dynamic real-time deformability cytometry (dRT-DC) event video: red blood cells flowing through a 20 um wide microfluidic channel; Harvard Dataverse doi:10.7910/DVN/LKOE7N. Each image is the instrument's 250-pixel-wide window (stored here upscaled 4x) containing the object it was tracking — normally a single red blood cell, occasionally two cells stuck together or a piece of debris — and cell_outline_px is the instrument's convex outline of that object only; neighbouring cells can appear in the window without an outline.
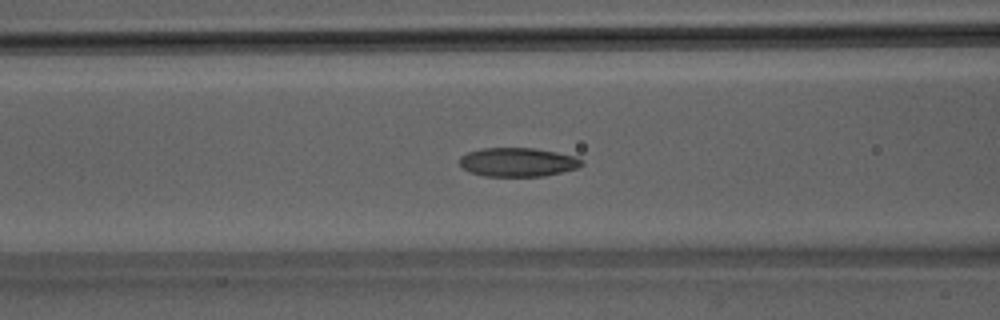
{"species": "Egyptian fruit bat (a non-hibernating species)", "species_latin": "Rousettus aegyptiacus", "temperature_condition": "room temperature", "stored_images_in_passage": 39, "camera_frame_rate_fps": 3000, "um_per_image_px": 0.085, "animal": {"sex": "male"}, "frame": {"image": 1, "passage_image": 9, "time_ms": 2.667, "image_size_px": [1000, 320], "cell_outline_px": [[584, 164], [576, 168], [544, 176], [484, 176], [468, 172], [460, 164], [460, 156], [468, 152], [484, 148], [536, 148], [576, 156], [584, 160]], "centroid_in_image_um": [44.02, 13.78], "position_along_channel_um": 122.6, "area_um2": 20.58}}
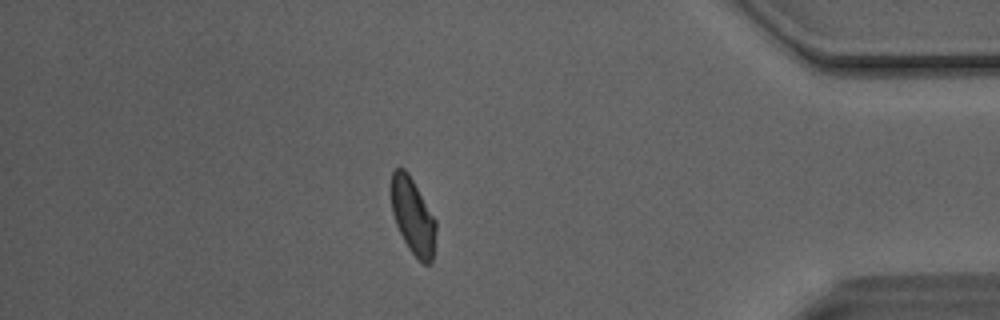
{"frame": {"image": 2, "passage_image": 32, "time_ms": 10.333, "image_size_px": [1000, 320], "cell_outline_px": [[436, 228], [432, 260], [428, 264], [424, 264], [408, 248], [396, 224], [392, 212], [392, 172], [396, 168], [404, 168], [408, 172], [436, 220]], "centroid_in_image_um": [35.1, 18.37], "position_along_channel_um": 400.1, "area_um2": 19.42}}
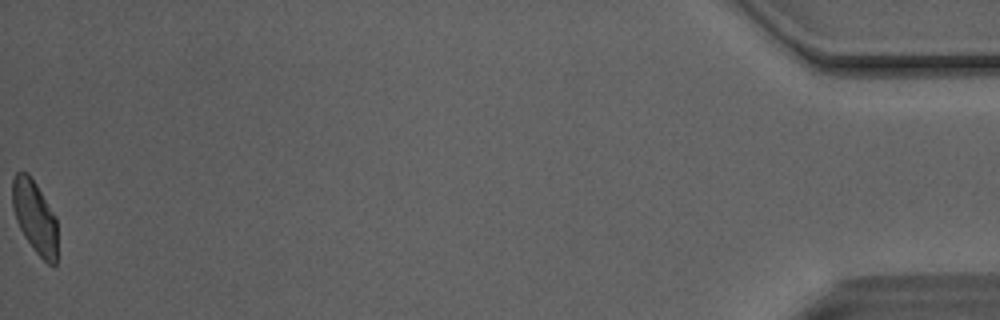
{"frame": {"image": 3, "passage_image": 39, "time_ms": 12.667, "image_size_px": [1000, 320], "cell_outline_px": [[56, 264], [48, 264], [36, 252], [24, 236], [16, 220], [12, 208], [12, 176], [20, 168], [28, 172], [36, 184], [56, 216]], "centroid_in_image_um": [2.92, 18.36], "position_along_channel_um": 432.3, "area_um2": 19.19}, "authors_computed_cell_mechanics": {"area_um2": 20.3456, "velocity_mm_per_s": 4.1047, "shape_relaxation_time_tau1_ms": 6.1531, "shape_relaxation_time_tau2_ms": 2.6539, "deformation_change_tau1": 0.1503, "deformation_change_tau2": 0.0793}}